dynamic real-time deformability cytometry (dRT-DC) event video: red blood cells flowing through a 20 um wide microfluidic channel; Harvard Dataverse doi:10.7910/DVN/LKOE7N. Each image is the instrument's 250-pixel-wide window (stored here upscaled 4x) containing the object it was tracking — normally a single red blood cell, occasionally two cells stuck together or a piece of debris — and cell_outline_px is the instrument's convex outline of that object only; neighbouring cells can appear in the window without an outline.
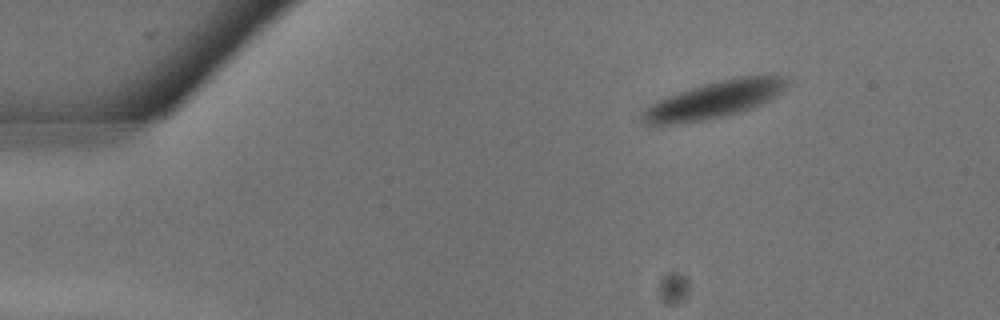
{"species": "common noctule bat (a hibernating species)", "species_latin": "Nyctalus noctula", "temperature_condition": "warm", "stored_images_in_passage": 14, "camera_frame_rate_fps": 3000, "um_per_image_px": 0.085, "animal": {"sex": "male", "body_mass_g": 13.3}, "frame": {"image": 1, "passage_image": 2, "time_ms": 0.333, "image_size_px": [1000, 320], "cell_outline_px": [[788, 80], [780, 92], [776, 96], [760, 104], [740, 112], [724, 116], [704, 120], [680, 124], [644, 124], [644, 112], [652, 104], [660, 100], [680, 92], [704, 84], [720, 80], [740, 76], [780, 76]], "centroid_in_image_um": [60.73, 8.49], "position_along_channel_um": 24.3, "area_um2": 30.0}}
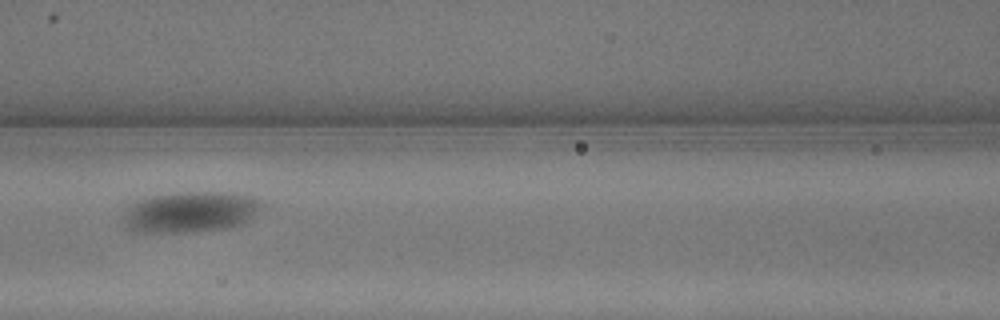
{"frame": {"image": 2, "passage_image": 11, "time_ms": 3.333, "image_size_px": [1000, 320], "cell_outline_px": [[264, 208], [252, 220], [244, 224], [228, 228], [192, 232], [136, 232], [128, 228], [124, 216], [128, 204], [136, 200], [148, 196], [176, 192], [228, 192], [252, 196], [260, 200], [264, 204]], "centroid_in_image_um": [16.26, 18.01], "position_along_channel_um": 150.3, "area_um2": 33.7}}
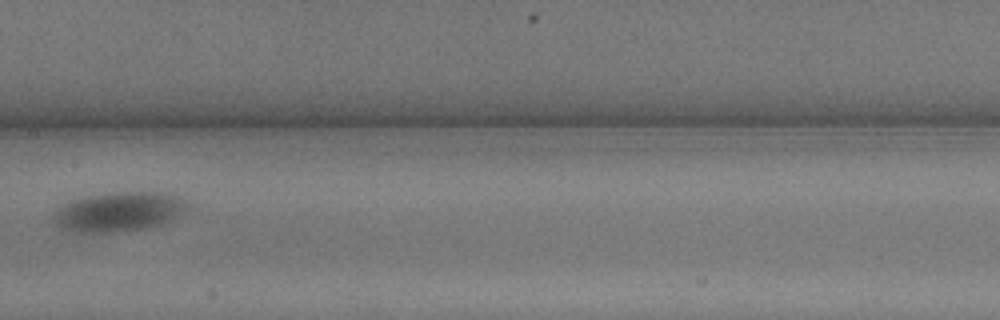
{"frame": {"image": 3, "passage_image": 13, "time_ms": 4.0, "image_size_px": [1000, 320], "cell_outline_px": [[188, 208], [172, 220], [164, 224], [144, 228], [116, 232], [64, 232], [52, 220], [56, 212], [68, 200], [84, 196], [116, 192], [160, 192], [176, 196], [184, 200], [188, 204]], "centroid_in_image_um": [10.06, 18.0], "position_along_channel_um": 197.3, "area_um2": 30.92}}